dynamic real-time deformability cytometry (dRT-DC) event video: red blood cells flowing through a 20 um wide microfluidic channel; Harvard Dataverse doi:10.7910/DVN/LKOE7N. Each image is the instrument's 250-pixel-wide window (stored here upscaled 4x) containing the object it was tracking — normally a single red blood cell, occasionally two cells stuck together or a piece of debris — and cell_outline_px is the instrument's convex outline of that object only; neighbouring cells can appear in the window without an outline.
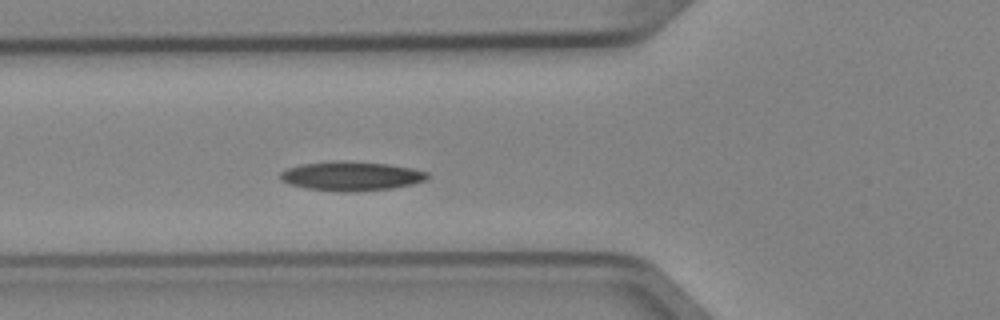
{"species": "Egyptian fruit bat (a non-hibernating species)", "species_latin": "Rousettus aegyptiacus", "temperature_condition": "cold", "stored_images_in_passage": 6, "segment_of_instrument_passage": [1, 2], "camera_frame_rate_fps": 3000, "um_per_image_px": 0.085, "animal": {"sex": "female"}, "frame": {"image": 1, "passage_image": 5, "time_ms": 1.333, "image_size_px": [1000, 320], "cell_outline_px": [[428, 180], [412, 184], [392, 188], [356, 192], [340, 192], [304, 188], [292, 184], [284, 180], [280, 176], [280, 172], [288, 168], [300, 164], [388, 164], [412, 168], [428, 172]], "centroid_in_image_um": [29.93, 15.03], "position_along_channel_um": 95.9, "area_um2": 23.81}}